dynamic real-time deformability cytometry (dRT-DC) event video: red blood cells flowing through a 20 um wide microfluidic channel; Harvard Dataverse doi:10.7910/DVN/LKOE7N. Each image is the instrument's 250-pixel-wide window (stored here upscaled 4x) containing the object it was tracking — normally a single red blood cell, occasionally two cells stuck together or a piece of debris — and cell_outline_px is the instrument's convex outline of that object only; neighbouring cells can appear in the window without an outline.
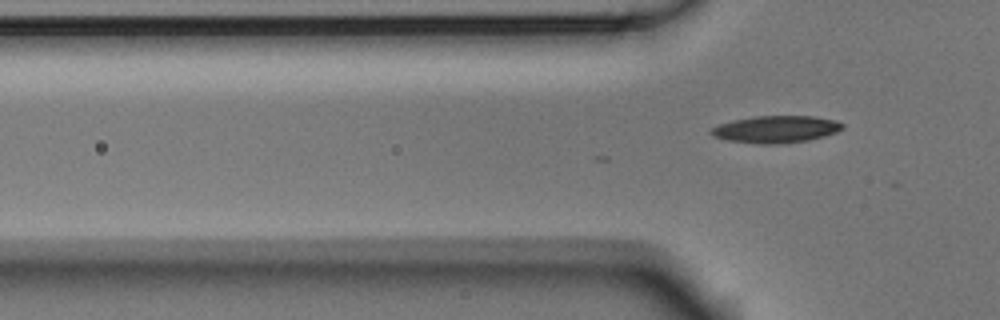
{"species": "Egyptian fruit bat (a non-hibernating species)", "species_latin": "Rousettus aegyptiacus", "temperature_condition": "room temperature", "stored_images_in_passage": 2, "camera_frame_rate_fps": 3000, "um_per_image_px": 0.085, "animal": {"sex": "male"}, "frame": {"image": 1, "passage_image": 2, "time_ms": 0.333, "image_size_px": [1000, 320], "cell_outline_px": [[844, 128], [836, 132], [824, 136], [808, 140], [776, 144], [760, 144], [728, 140], [712, 136], [708, 132], [712, 128], [720, 124], [732, 120], [756, 116], [812, 116], [836, 120], [844, 124]], "centroid_in_image_um": [65.95, 10.98], "position_along_channel_um": 59.8, "area_um2": 20.69}}